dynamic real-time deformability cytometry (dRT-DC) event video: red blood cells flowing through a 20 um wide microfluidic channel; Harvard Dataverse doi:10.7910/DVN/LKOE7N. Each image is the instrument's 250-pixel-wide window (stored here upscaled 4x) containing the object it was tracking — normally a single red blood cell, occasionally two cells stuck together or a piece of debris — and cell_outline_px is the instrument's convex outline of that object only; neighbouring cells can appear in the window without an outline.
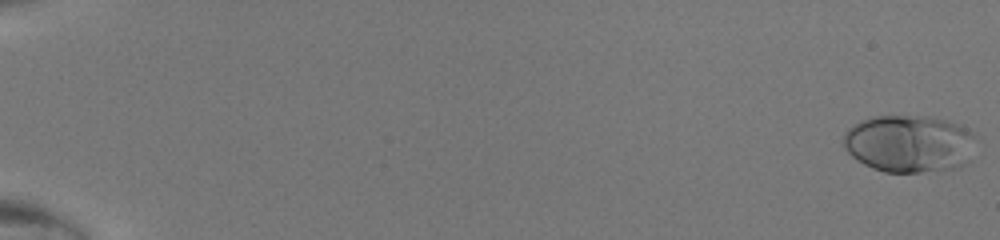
{"species": "human", "species_latin": "Homo sapiens", "temperature_condition": "room temperature", "stored_images_in_passage": 49, "camera_frame_rate_fps": 3000, "um_per_image_px": 0.085, "donor": {"sex": "male"}, "frame": {"image": 1, "passage_image": 1, "time_ms": 0.0, "image_size_px": [1000, 240], "cell_outline_px": [[972, 160], [956, 168], [920, 172], [884, 172], [872, 168], [856, 160], [844, 148], [844, 132], [852, 124], [860, 120], [872, 116], [928, 116], [948, 120], [960, 124], [968, 128], [972, 132]], "centroid_in_image_um": [77.26, 12.2], "position_along_channel_um": 7.7, "area_um2": 44.68}}
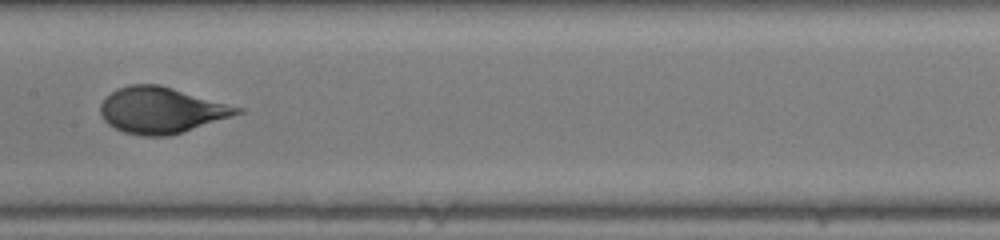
{"frame": {"image": 2, "passage_image": 28, "time_ms": 9.0, "image_size_px": [1000, 240], "cell_outline_px": [[244, 112], [168, 136], [140, 136], [124, 132], [108, 124], [104, 120], [100, 112], [100, 104], [104, 96], [120, 88], [132, 84], [160, 84], [244, 108]], "centroid_in_image_um": [13.69, 9.36], "position_along_channel_um": 193.7, "area_um2": 36.53}}
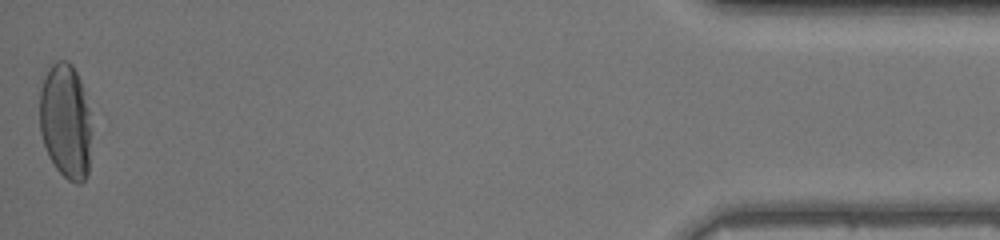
{"frame": {"image": 3, "passage_image": 49, "time_ms": 16.0, "image_size_px": [1000, 240], "cell_outline_px": [[88, 176], [80, 184], [76, 184], [68, 180], [56, 168], [48, 156], [40, 132], [40, 76], [56, 60], [68, 60], [72, 64], [84, 88], [88, 108]], "centroid_in_image_um": [5.52, 10.24], "position_along_channel_um": 429.7, "area_um2": 34.74}}